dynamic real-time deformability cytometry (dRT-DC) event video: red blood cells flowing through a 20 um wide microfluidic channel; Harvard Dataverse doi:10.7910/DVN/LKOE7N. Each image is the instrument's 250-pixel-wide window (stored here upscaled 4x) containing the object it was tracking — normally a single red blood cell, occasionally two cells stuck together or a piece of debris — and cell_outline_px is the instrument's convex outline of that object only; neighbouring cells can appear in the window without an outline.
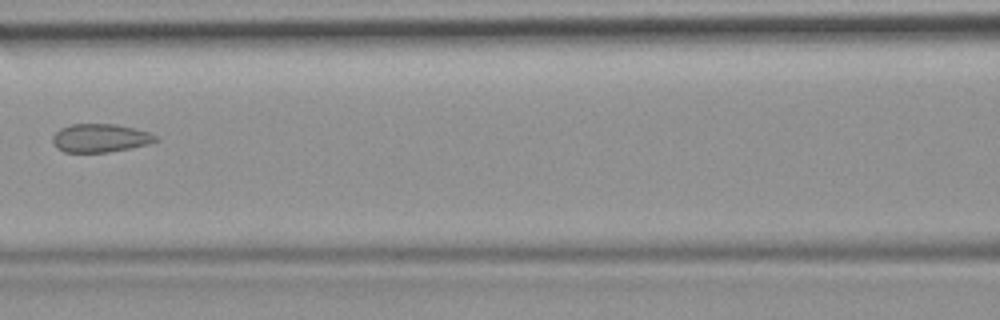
{"species": "common noctule bat (a hibernating species)", "species_latin": "Nyctalus noctula", "temperature_condition": "room temperature", "stored_images_in_passage": 4, "camera_frame_rate_fps": 3000, "um_per_image_px": 0.085, "animal": {"sex": "female", "body_mass_g": 19.9}, "frame": {"image": 1, "passage_image": 4, "time_ms": 3.333, "image_size_px": [1000, 320], "cell_outline_px": [[160, 140], [148, 144], [108, 152], [64, 152], [56, 148], [52, 140], [52, 136], [60, 128], [72, 124], [116, 124], [152, 132], [160, 136]], "centroid_in_image_um": [8.56, 11.73], "position_along_channel_um": 158.0, "area_um2": 17.22}}